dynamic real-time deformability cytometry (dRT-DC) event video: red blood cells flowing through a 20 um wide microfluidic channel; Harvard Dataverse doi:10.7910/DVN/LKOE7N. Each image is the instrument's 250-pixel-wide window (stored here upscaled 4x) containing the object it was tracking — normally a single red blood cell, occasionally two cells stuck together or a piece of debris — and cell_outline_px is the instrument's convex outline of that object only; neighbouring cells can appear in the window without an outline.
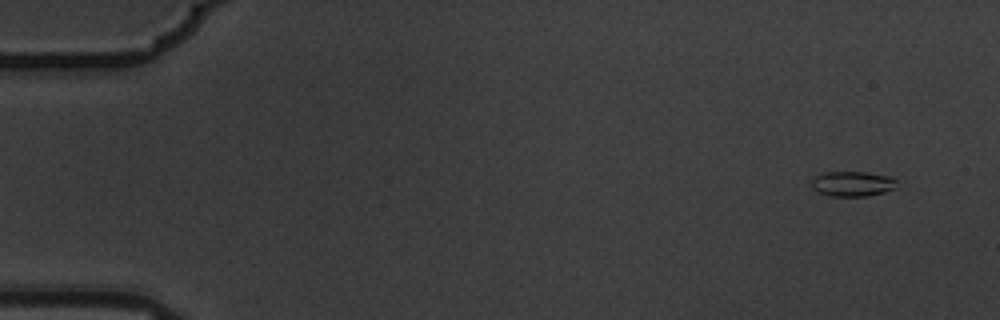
{"species": "common noctule bat (a hibernating species)", "species_latin": "Nyctalus noctula", "temperature_condition": "warm", "stored_images_in_passage": 5, "camera_frame_rate_fps": 3000, "um_per_image_px": 0.085, "animal": {"sex": "male", "body_mass_g": 19.5, "forearm_length_mm": 54.6}, "frame": {"image": 1, "passage_image": 1, "time_ms": 0.0, "image_size_px": [1000, 320], "cell_outline_px": [[896, 188], [884, 192], [868, 196], [832, 196], [820, 192], [812, 188], [808, 180], [824, 172], [868, 172], [892, 176], [896, 180]], "centroid_in_image_um": [72.46, 15.61], "position_along_channel_um": 12.5, "area_um2": 12.66}}
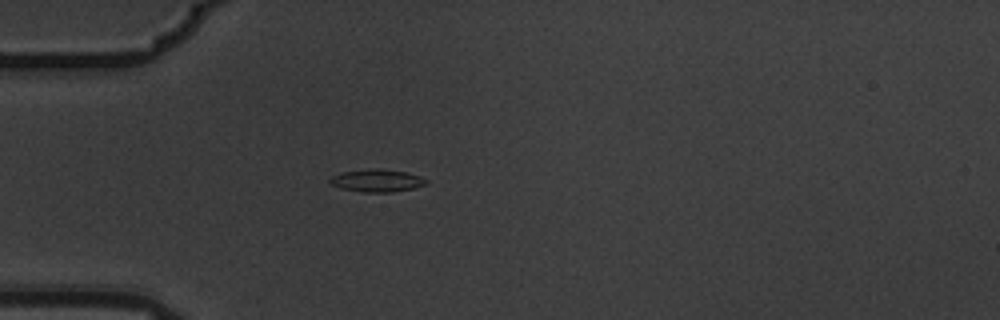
{"frame": {"image": 2, "passage_image": 4, "time_ms": 1.0, "image_size_px": [1000, 320], "cell_outline_px": [[428, 184], [412, 188], [392, 192], [364, 192], [340, 188], [332, 184], [328, 180], [332, 176], [340, 172], [376, 168], [404, 172], [420, 176], [428, 180]], "centroid_in_image_um": [32.03, 15.35], "position_along_channel_um": 53.0, "area_um2": 12.54}}